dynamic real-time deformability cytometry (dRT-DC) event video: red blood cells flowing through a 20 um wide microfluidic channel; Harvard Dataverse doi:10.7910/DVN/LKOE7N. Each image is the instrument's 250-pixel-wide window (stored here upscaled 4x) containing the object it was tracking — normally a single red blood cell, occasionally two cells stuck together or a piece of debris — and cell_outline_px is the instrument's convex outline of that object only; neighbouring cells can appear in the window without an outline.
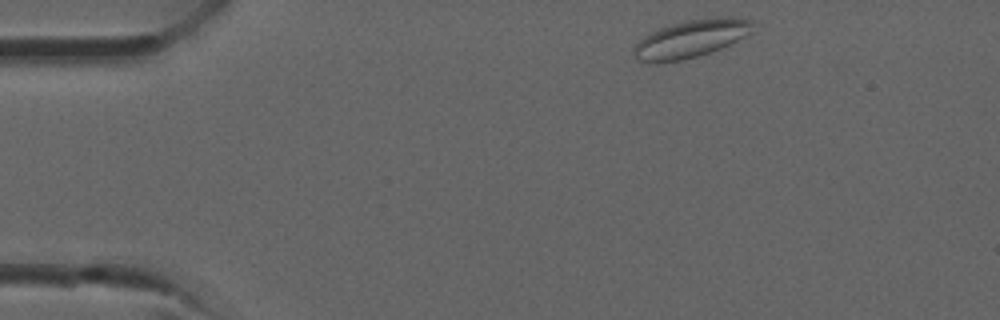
{"species": "common noctule bat (a hibernating species)", "species_latin": "Nyctalus noctula", "temperature_condition": "room temperature", "stored_images_in_passage": 32, "camera_frame_rate_fps": 3000, "um_per_image_px": 0.085, "animal": {"sex": "male", "forearm_length_mm": 52.5}, "frame": {"image": 1, "passage_image": 1, "time_ms": 0.0, "image_size_px": [1000, 320], "cell_outline_px": [[756, 32], [720, 48], [696, 56], [680, 60], [640, 60], [632, 56], [632, 48], [644, 36], [660, 28], [684, 20], [716, 16], [732, 16], [752, 20]], "centroid_in_image_um": [58.83, 3.23], "position_along_channel_um": 26.2, "area_um2": 25.95}}
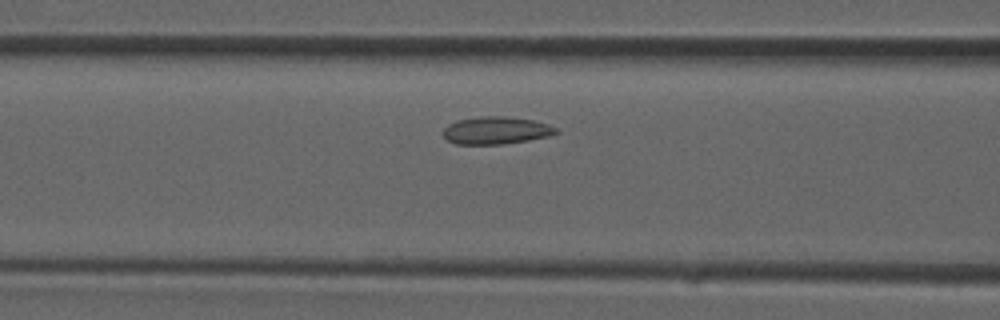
{"frame": {"image": 2, "passage_image": 10, "time_ms": 3.0, "image_size_px": [1000, 320], "cell_outline_px": [[560, 132], [548, 136], [528, 140], [504, 144], [456, 144], [448, 140], [444, 136], [444, 128], [448, 124], [456, 120], [480, 116], [504, 116], [532, 120], [548, 124], [556, 128]], "centroid_in_image_um": [42.16, 11.08], "position_along_channel_um": 124.4, "area_um2": 18.03}}
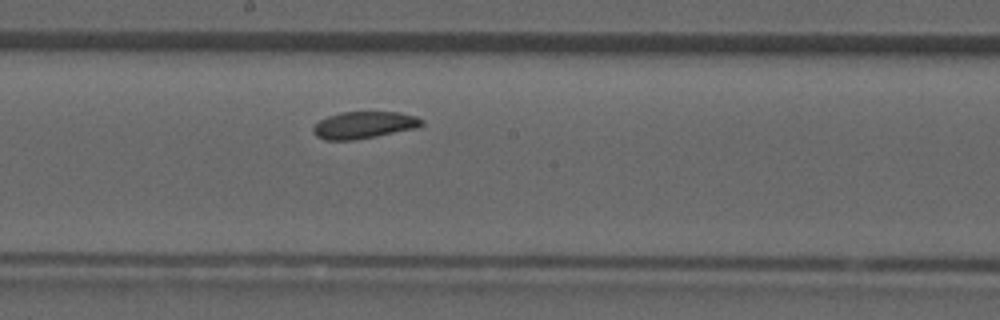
{"frame": {"image": 3, "passage_image": 15, "time_ms": 4.667, "image_size_px": [1000, 320], "cell_outline_px": [[424, 124], [416, 128], [356, 140], [324, 140], [316, 136], [312, 132], [312, 128], [320, 120], [328, 116], [340, 112], [400, 112], [416, 116], [424, 120]], "centroid_in_image_um": [30.93, 10.63], "position_along_channel_um": 217.3, "area_um2": 17.17}}